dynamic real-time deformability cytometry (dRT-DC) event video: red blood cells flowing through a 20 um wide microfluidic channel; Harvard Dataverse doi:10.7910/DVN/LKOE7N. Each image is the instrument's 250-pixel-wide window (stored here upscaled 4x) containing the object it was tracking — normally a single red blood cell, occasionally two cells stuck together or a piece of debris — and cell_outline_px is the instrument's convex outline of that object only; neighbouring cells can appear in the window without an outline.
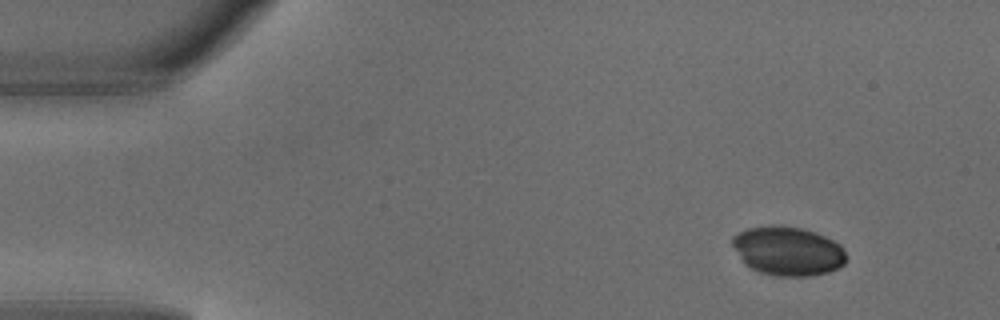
{"species": "common noctule bat (a hibernating species)", "species_latin": "Nyctalus noctula", "temperature_condition": "warm", "stored_images_in_passage": 5, "camera_frame_rate_fps": 3000, "um_per_image_px": 0.085, "animal": {"sex": "male", "body_mass_g": 18.8}, "frame": {"image": 1, "passage_image": 1, "time_ms": 0.0, "image_size_px": [1000, 320], "cell_outline_px": [[848, 260], [844, 264], [828, 272], [812, 276], [776, 276], [760, 272], [744, 264], [732, 244], [732, 236], [748, 228], [772, 224], [800, 228], [816, 232], [840, 244], [844, 248]], "centroid_in_image_um": [66.99, 21.33], "position_along_channel_um": 18.0, "area_um2": 32.66}}